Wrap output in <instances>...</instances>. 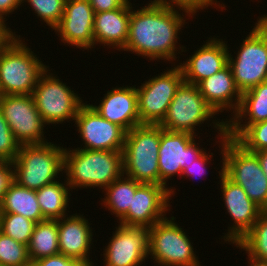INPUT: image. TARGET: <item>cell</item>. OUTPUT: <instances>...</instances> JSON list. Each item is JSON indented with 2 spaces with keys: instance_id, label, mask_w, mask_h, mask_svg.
<instances>
[{
  "instance_id": "cell-1",
  "label": "cell",
  "mask_w": 267,
  "mask_h": 266,
  "mask_svg": "<svg viewBox=\"0 0 267 266\" xmlns=\"http://www.w3.org/2000/svg\"><path fill=\"white\" fill-rule=\"evenodd\" d=\"M132 7L128 39L123 50L149 60H176L178 34L186 19L174 6L155 0L141 9Z\"/></svg>"
},
{
  "instance_id": "cell-2",
  "label": "cell",
  "mask_w": 267,
  "mask_h": 266,
  "mask_svg": "<svg viewBox=\"0 0 267 266\" xmlns=\"http://www.w3.org/2000/svg\"><path fill=\"white\" fill-rule=\"evenodd\" d=\"M63 172L71 190L105 189L123 174V154L122 151L65 148Z\"/></svg>"
},
{
  "instance_id": "cell-3",
  "label": "cell",
  "mask_w": 267,
  "mask_h": 266,
  "mask_svg": "<svg viewBox=\"0 0 267 266\" xmlns=\"http://www.w3.org/2000/svg\"><path fill=\"white\" fill-rule=\"evenodd\" d=\"M213 127L221 138L224 174L240 185L248 197L263 210H267V177L258 157L245 150L234 139L226 136V122L213 120ZM215 124V125H214ZM220 131V133H219Z\"/></svg>"
},
{
  "instance_id": "cell-4",
  "label": "cell",
  "mask_w": 267,
  "mask_h": 266,
  "mask_svg": "<svg viewBox=\"0 0 267 266\" xmlns=\"http://www.w3.org/2000/svg\"><path fill=\"white\" fill-rule=\"evenodd\" d=\"M20 38L13 32L0 48V96L32 94L48 68Z\"/></svg>"
},
{
  "instance_id": "cell-5",
  "label": "cell",
  "mask_w": 267,
  "mask_h": 266,
  "mask_svg": "<svg viewBox=\"0 0 267 266\" xmlns=\"http://www.w3.org/2000/svg\"><path fill=\"white\" fill-rule=\"evenodd\" d=\"M160 139L159 124H141L128 131L122 151L123 174L139 183L160 185Z\"/></svg>"
},
{
  "instance_id": "cell-6",
  "label": "cell",
  "mask_w": 267,
  "mask_h": 266,
  "mask_svg": "<svg viewBox=\"0 0 267 266\" xmlns=\"http://www.w3.org/2000/svg\"><path fill=\"white\" fill-rule=\"evenodd\" d=\"M64 151L51 142L21 145L12 162L14 181L31 190L55 182L64 170Z\"/></svg>"
},
{
  "instance_id": "cell-7",
  "label": "cell",
  "mask_w": 267,
  "mask_h": 266,
  "mask_svg": "<svg viewBox=\"0 0 267 266\" xmlns=\"http://www.w3.org/2000/svg\"><path fill=\"white\" fill-rule=\"evenodd\" d=\"M247 36L236 58L229 53L228 59L235 84L241 93L267 81V15L259 18Z\"/></svg>"
},
{
  "instance_id": "cell-8",
  "label": "cell",
  "mask_w": 267,
  "mask_h": 266,
  "mask_svg": "<svg viewBox=\"0 0 267 266\" xmlns=\"http://www.w3.org/2000/svg\"><path fill=\"white\" fill-rule=\"evenodd\" d=\"M175 217L165 218L149 228V255L160 266H201L193 245Z\"/></svg>"
},
{
  "instance_id": "cell-9",
  "label": "cell",
  "mask_w": 267,
  "mask_h": 266,
  "mask_svg": "<svg viewBox=\"0 0 267 266\" xmlns=\"http://www.w3.org/2000/svg\"><path fill=\"white\" fill-rule=\"evenodd\" d=\"M48 71L40 76L32 93L36 108L47 125L73 121L84 103L74 90Z\"/></svg>"
},
{
  "instance_id": "cell-10",
  "label": "cell",
  "mask_w": 267,
  "mask_h": 266,
  "mask_svg": "<svg viewBox=\"0 0 267 266\" xmlns=\"http://www.w3.org/2000/svg\"><path fill=\"white\" fill-rule=\"evenodd\" d=\"M215 115L216 112L200 94L198 86L183 81L169 105L166 117L159 125L167 131L195 135V126L213 119Z\"/></svg>"
},
{
  "instance_id": "cell-11",
  "label": "cell",
  "mask_w": 267,
  "mask_h": 266,
  "mask_svg": "<svg viewBox=\"0 0 267 266\" xmlns=\"http://www.w3.org/2000/svg\"><path fill=\"white\" fill-rule=\"evenodd\" d=\"M184 81L179 65L137 87L138 112L141 124H160L166 117L169 105Z\"/></svg>"
},
{
  "instance_id": "cell-12",
  "label": "cell",
  "mask_w": 267,
  "mask_h": 266,
  "mask_svg": "<svg viewBox=\"0 0 267 266\" xmlns=\"http://www.w3.org/2000/svg\"><path fill=\"white\" fill-rule=\"evenodd\" d=\"M0 110L20 145L42 144L45 122L30 95L0 96Z\"/></svg>"
},
{
  "instance_id": "cell-13",
  "label": "cell",
  "mask_w": 267,
  "mask_h": 266,
  "mask_svg": "<svg viewBox=\"0 0 267 266\" xmlns=\"http://www.w3.org/2000/svg\"><path fill=\"white\" fill-rule=\"evenodd\" d=\"M195 136L187 132H171L161 127V139L158 150V166L160 173V185H164L171 196L175 195L173 187H167V181L174 175L182 174L185 166H189L206 150L199 148ZM204 149V150H203Z\"/></svg>"
},
{
  "instance_id": "cell-14",
  "label": "cell",
  "mask_w": 267,
  "mask_h": 266,
  "mask_svg": "<svg viewBox=\"0 0 267 266\" xmlns=\"http://www.w3.org/2000/svg\"><path fill=\"white\" fill-rule=\"evenodd\" d=\"M74 122L84 145L79 149L123 151L126 131L104 119L90 103H84Z\"/></svg>"
},
{
  "instance_id": "cell-15",
  "label": "cell",
  "mask_w": 267,
  "mask_h": 266,
  "mask_svg": "<svg viewBox=\"0 0 267 266\" xmlns=\"http://www.w3.org/2000/svg\"><path fill=\"white\" fill-rule=\"evenodd\" d=\"M221 168L219 176L224 206L232 221L234 220V225L228 228V233L223 236V239L235 245L251 230L263 209L248 197L240 185L224 174V166Z\"/></svg>"
},
{
  "instance_id": "cell-16",
  "label": "cell",
  "mask_w": 267,
  "mask_h": 266,
  "mask_svg": "<svg viewBox=\"0 0 267 266\" xmlns=\"http://www.w3.org/2000/svg\"><path fill=\"white\" fill-rule=\"evenodd\" d=\"M106 247L105 266H140L149 257V228L119 224Z\"/></svg>"
},
{
  "instance_id": "cell-17",
  "label": "cell",
  "mask_w": 267,
  "mask_h": 266,
  "mask_svg": "<svg viewBox=\"0 0 267 266\" xmlns=\"http://www.w3.org/2000/svg\"><path fill=\"white\" fill-rule=\"evenodd\" d=\"M170 199V191L164 185L141 183L132 195V207L118 223L150 228L166 218L165 212L171 206Z\"/></svg>"
},
{
  "instance_id": "cell-18",
  "label": "cell",
  "mask_w": 267,
  "mask_h": 266,
  "mask_svg": "<svg viewBox=\"0 0 267 266\" xmlns=\"http://www.w3.org/2000/svg\"><path fill=\"white\" fill-rule=\"evenodd\" d=\"M94 16L89 0H66L61 21L53 30L59 33L64 45L89 50L94 46Z\"/></svg>"
},
{
  "instance_id": "cell-19",
  "label": "cell",
  "mask_w": 267,
  "mask_h": 266,
  "mask_svg": "<svg viewBox=\"0 0 267 266\" xmlns=\"http://www.w3.org/2000/svg\"><path fill=\"white\" fill-rule=\"evenodd\" d=\"M229 50L223 39L209 38L206 44L194 51L187 61L179 66L184 81L198 85L202 80L228 65Z\"/></svg>"
},
{
  "instance_id": "cell-20",
  "label": "cell",
  "mask_w": 267,
  "mask_h": 266,
  "mask_svg": "<svg viewBox=\"0 0 267 266\" xmlns=\"http://www.w3.org/2000/svg\"><path fill=\"white\" fill-rule=\"evenodd\" d=\"M91 106L111 123L122 127L126 132L141 125L138 112L136 87H116L108 90L101 103Z\"/></svg>"
},
{
  "instance_id": "cell-21",
  "label": "cell",
  "mask_w": 267,
  "mask_h": 266,
  "mask_svg": "<svg viewBox=\"0 0 267 266\" xmlns=\"http://www.w3.org/2000/svg\"><path fill=\"white\" fill-rule=\"evenodd\" d=\"M58 219V243L60 253L93 266L89 259L93 240L90 223L83 215L72 214Z\"/></svg>"
},
{
  "instance_id": "cell-22",
  "label": "cell",
  "mask_w": 267,
  "mask_h": 266,
  "mask_svg": "<svg viewBox=\"0 0 267 266\" xmlns=\"http://www.w3.org/2000/svg\"><path fill=\"white\" fill-rule=\"evenodd\" d=\"M131 5L128 0L123 6L111 11L95 13L93 23L94 45L104 44L109 48L123 50L127 43ZM106 44V45H105Z\"/></svg>"
},
{
  "instance_id": "cell-23",
  "label": "cell",
  "mask_w": 267,
  "mask_h": 266,
  "mask_svg": "<svg viewBox=\"0 0 267 266\" xmlns=\"http://www.w3.org/2000/svg\"><path fill=\"white\" fill-rule=\"evenodd\" d=\"M197 86L200 94L216 114L225 109L233 110L235 114L238 110L242 93L235 84L229 65L202 80Z\"/></svg>"
},
{
  "instance_id": "cell-24",
  "label": "cell",
  "mask_w": 267,
  "mask_h": 266,
  "mask_svg": "<svg viewBox=\"0 0 267 266\" xmlns=\"http://www.w3.org/2000/svg\"><path fill=\"white\" fill-rule=\"evenodd\" d=\"M233 116L225 122L226 136L234 140L249 125L267 120V81L242 93L240 105ZM242 118L245 120L244 123Z\"/></svg>"
},
{
  "instance_id": "cell-25",
  "label": "cell",
  "mask_w": 267,
  "mask_h": 266,
  "mask_svg": "<svg viewBox=\"0 0 267 266\" xmlns=\"http://www.w3.org/2000/svg\"><path fill=\"white\" fill-rule=\"evenodd\" d=\"M0 213L21 214L35 223L45 220L37 200L36 190L18 185L13 181L0 202Z\"/></svg>"
},
{
  "instance_id": "cell-26",
  "label": "cell",
  "mask_w": 267,
  "mask_h": 266,
  "mask_svg": "<svg viewBox=\"0 0 267 266\" xmlns=\"http://www.w3.org/2000/svg\"><path fill=\"white\" fill-rule=\"evenodd\" d=\"M61 183L56 180L36 190L37 200L44 219L58 220L67 216V207H69L68 191L71 189L67 183ZM69 187V188H68Z\"/></svg>"
},
{
  "instance_id": "cell-27",
  "label": "cell",
  "mask_w": 267,
  "mask_h": 266,
  "mask_svg": "<svg viewBox=\"0 0 267 266\" xmlns=\"http://www.w3.org/2000/svg\"><path fill=\"white\" fill-rule=\"evenodd\" d=\"M27 248L31 262L59 254L58 220L45 219L36 223Z\"/></svg>"
},
{
  "instance_id": "cell-28",
  "label": "cell",
  "mask_w": 267,
  "mask_h": 266,
  "mask_svg": "<svg viewBox=\"0 0 267 266\" xmlns=\"http://www.w3.org/2000/svg\"><path fill=\"white\" fill-rule=\"evenodd\" d=\"M122 174L117 180L105 188V198H103L104 207H107L120 220L132 207V195L136 188L141 184L131 177H124Z\"/></svg>"
},
{
  "instance_id": "cell-29",
  "label": "cell",
  "mask_w": 267,
  "mask_h": 266,
  "mask_svg": "<svg viewBox=\"0 0 267 266\" xmlns=\"http://www.w3.org/2000/svg\"><path fill=\"white\" fill-rule=\"evenodd\" d=\"M253 259L267 262V210H263L251 230L235 245Z\"/></svg>"
},
{
  "instance_id": "cell-30",
  "label": "cell",
  "mask_w": 267,
  "mask_h": 266,
  "mask_svg": "<svg viewBox=\"0 0 267 266\" xmlns=\"http://www.w3.org/2000/svg\"><path fill=\"white\" fill-rule=\"evenodd\" d=\"M36 223L16 213H0V231L24 245L29 244Z\"/></svg>"
},
{
  "instance_id": "cell-31",
  "label": "cell",
  "mask_w": 267,
  "mask_h": 266,
  "mask_svg": "<svg viewBox=\"0 0 267 266\" xmlns=\"http://www.w3.org/2000/svg\"><path fill=\"white\" fill-rule=\"evenodd\" d=\"M30 262L27 245L0 231V266H24Z\"/></svg>"
},
{
  "instance_id": "cell-32",
  "label": "cell",
  "mask_w": 267,
  "mask_h": 266,
  "mask_svg": "<svg viewBox=\"0 0 267 266\" xmlns=\"http://www.w3.org/2000/svg\"><path fill=\"white\" fill-rule=\"evenodd\" d=\"M28 2L38 18L42 19L49 27L54 29L61 21L66 0H21Z\"/></svg>"
},
{
  "instance_id": "cell-33",
  "label": "cell",
  "mask_w": 267,
  "mask_h": 266,
  "mask_svg": "<svg viewBox=\"0 0 267 266\" xmlns=\"http://www.w3.org/2000/svg\"><path fill=\"white\" fill-rule=\"evenodd\" d=\"M235 141L252 153L267 150V120L249 125Z\"/></svg>"
},
{
  "instance_id": "cell-34",
  "label": "cell",
  "mask_w": 267,
  "mask_h": 266,
  "mask_svg": "<svg viewBox=\"0 0 267 266\" xmlns=\"http://www.w3.org/2000/svg\"><path fill=\"white\" fill-rule=\"evenodd\" d=\"M20 146L0 110V161L12 163Z\"/></svg>"
},
{
  "instance_id": "cell-35",
  "label": "cell",
  "mask_w": 267,
  "mask_h": 266,
  "mask_svg": "<svg viewBox=\"0 0 267 266\" xmlns=\"http://www.w3.org/2000/svg\"><path fill=\"white\" fill-rule=\"evenodd\" d=\"M155 1L166 4V5H171V6L175 5L177 10L178 9L180 11L182 10L183 12L186 13L185 16L188 15L189 17H192L193 15H195V13L198 12V10L200 9L203 10L210 5L211 6L215 5L217 8L222 7L221 8L222 11H223V8H225V5L223 4L222 6L221 4L220 6V2L217 0H155Z\"/></svg>"
},
{
  "instance_id": "cell-36",
  "label": "cell",
  "mask_w": 267,
  "mask_h": 266,
  "mask_svg": "<svg viewBox=\"0 0 267 266\" xmlns=\"http://www.w3.org/2000/svg\"><path fill=\"white\" fill-rule=\"evenodd\" d=\"M33 263L36 266H88L81 260L67 257L61 253L40 258Z\"/></svg>"
},
{
  "instance_id": "cell-37",
  "label": "cell",
  "mask_w": 267,
  "mask_h": 266,
  "mask_svg": "<svg viewBox=\"0 0 267 266\" xmlns=\"http://www.w3.org/2000/svg\"><path fill=\"white\" fill-rule=\"evenodd\" d=\"M211 156H213V153H211V155H208L206 153V151L198 158H196L194 160V162H192L191 164H189V166H185L182 170V176L184 177H189V176H203L206 174V170L207 168L205 167V165H207L206 163H209V159L212 158ZM205 173V174H204Z\"/></svg>"
},
{
  "instance_id": "cell-38",
  "label": "cell",
  "mask_w": 267,
  "mask_h": 266,
  "mask_svg": "<svg viewBox=\"0 0 267 266\" xmlns=\"http://www.w3.org/2000/svg\"><path fill=\"white\" fill-rule=\"evenodd\" d=\"M12 168L11 162L0 161V202L9 185L14 181Z\"/></svg>"
},
{
  "instance_id": "cell-39",
  "label": "cell",
  "mask_w": 267,
  "mask_h": 266,
  "mask_svg": "<svg viewBox=\"0 0 267 266\" xmlns=\"http://www.w3.org/2000/svg\"><path fill=\"white\" fill-rule=\"evenodd\" d=\"M95 13L111 11L123 6L128 0H89Z\"/></svg>"
},
{
  "instance_id": "cell-40",
  "label": "cell",
  "mask_w": 267,
  "mask_h": 266,
  "mask_svg": "<svg viewBox=\"0 0 267 266\" xmlns=\"http://www.w3.org/2000/svg\"><path fill=\"white\" fill-rule=\"evenodd\" d=\"M21 4V0H0V21L6 23L4 15L6 17L7 14L13 13Z\"/></svg>"
},
{
  "instance_id": "cell-41",
  "label": "cell",
  "mask_w": 267,
  "mask_h": 266,
  "mask_svg": "<svg viewBox=\"0 0 267 266\" xmlns=\"http://www.w3.org/2000/svg\"><path fill=\"white\" fill-rule=\"evenodd\" d=\"M13 32L7 24L0 21V48L12 37Z\"/></svg>"
},
{
  "instance_id": "cell-42",
  "label": "cell",
  "mask_w": 267,
  "mask_h": 266,
  "mask_svg": "<svg viewBox=\"0 0 267 266\" xmlns=\"http://www.w3.org/2000/svg\"><path fill=\"white\" fill-rule=\"evenodd\" d=\"M253 153L258 157L261 168L264 171L265 176L267 177V150H262Z\"/></svg>"
},
{
  "instance_id": "cell-43",
  "label": "cell",
  "mask_w": 267,
  "mask_h": 266,
  "mask_svg": "<svg viewBox=\"0 0 267 266\" xmlns=\"http://www.w3.org/2000/svg\"><path fill=\"white\" fill-rule=\"evenodd\" d=\"M248 264H250L249 266H267V262H263V261H259L256 259L251 258L250 256H248Z\"/></svg>"
},
{
  "instance_id": "cell-44",
  "label": "cell",
  "mask_w": 267,
  "mask_h": 266,
  "mask_svg": "<svg viewBox=\"0 0 267 266\" xmlns=\"http://www.w3.org/2000/svg\"><path fill=\"white\" fill-rule=\"evenodd\" d=\"M24 266H36V265L33 262H30L29 264L24 265Z\"/></svg>"
}]
</instances>
